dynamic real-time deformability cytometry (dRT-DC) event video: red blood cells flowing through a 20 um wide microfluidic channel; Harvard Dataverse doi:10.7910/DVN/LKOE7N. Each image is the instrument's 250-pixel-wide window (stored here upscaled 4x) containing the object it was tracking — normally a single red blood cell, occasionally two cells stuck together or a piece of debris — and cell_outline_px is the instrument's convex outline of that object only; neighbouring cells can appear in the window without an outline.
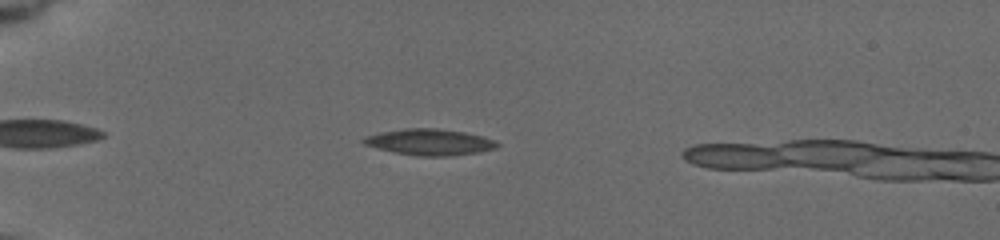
{"species": "common noctule bat (a hibernating species)", "species_latin": "Nyctalus noctula", "temperature_condition": "cold", "stored_images_in_passage": 7, "camera_frame_rate_fps": 3000, "um_per_image_px": 0.085, "animal": {"sex": "female", "body_mass_g": 19.5, "forearm_length_mm": 54.1}, "frame": {"image": 1, "passage_image": 5, "time_ms": 1.667, "image_size_px": [1000, 240], "cell_outline_px": [[500, 144], [496, 148], [476, 152], [448, 156], [420, 156], [396, 152], [364, 144], [360, 140], [364, 136], [380, 132], [404, 128], [436, 128], [464, 132], [480, 136], [492, 140]], "centroid_in_image_um": [36.48, 12.06], "position_along_channel_um": 48.5, "area_um2": 20.06}}